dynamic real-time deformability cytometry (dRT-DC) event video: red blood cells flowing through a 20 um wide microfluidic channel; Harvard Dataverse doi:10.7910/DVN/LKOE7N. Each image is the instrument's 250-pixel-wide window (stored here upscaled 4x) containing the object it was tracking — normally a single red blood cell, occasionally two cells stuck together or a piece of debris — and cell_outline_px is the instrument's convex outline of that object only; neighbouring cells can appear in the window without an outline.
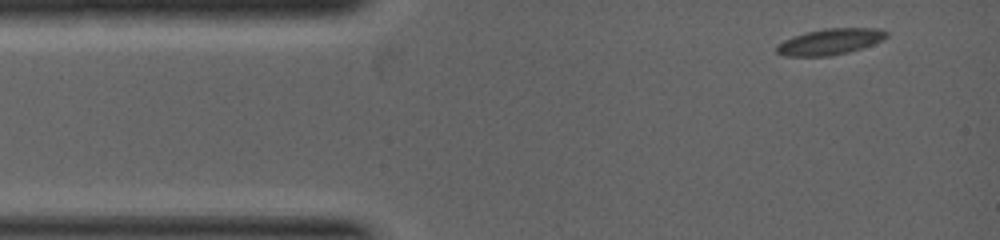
{"species": "common noctule bat (a hibernating species)", "species_latin": "Nyctalus noctula", "temperature_condition": "warm", "stored_images_in_passage": 5, "camera_frame_rate_fps": 5000, "um_per_image_px": 0.085, "animal": {"sex": "female", "body_mass_g": 19.0, "forearm_length_mm": 53.3}, "frame": {"image": 1, "passage_image": 1, "time_ms": 0.0, "image_size_px": [1000, 240], "cell_outline_px": [[888, 36], [872, 44], [848, 52], [828, 56], [784, 56], [776, 52], [776, 48], [784, 40], [792, 36], [824, 28], [876, 28], [888, 32]], "centroid_in_image_um": [70.53, 3.54], "position_along_channel_um": 14.5, "area_um2": 16.42}}